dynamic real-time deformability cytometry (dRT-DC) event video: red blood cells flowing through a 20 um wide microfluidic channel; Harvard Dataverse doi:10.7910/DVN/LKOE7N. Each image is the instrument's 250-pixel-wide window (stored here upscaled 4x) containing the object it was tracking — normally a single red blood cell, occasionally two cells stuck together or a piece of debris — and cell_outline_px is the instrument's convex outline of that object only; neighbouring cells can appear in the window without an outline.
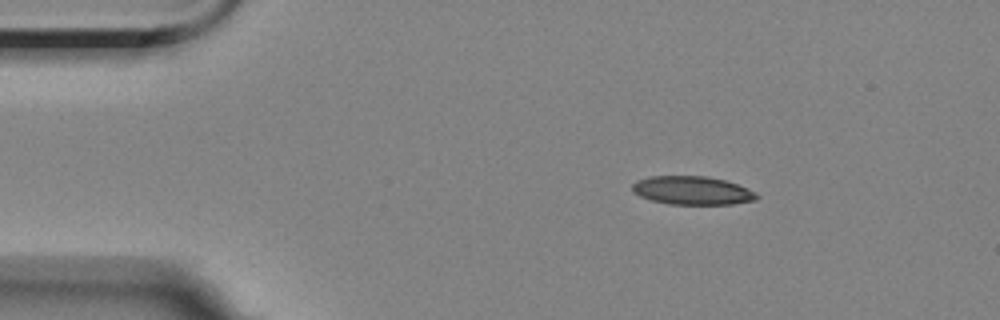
{"species": "Egyptian fruit bat (a non-hibernating species)", "species_latin": "Rousettus aegyptiacus", "temperature_condition": "room temperature", "stored_images_in_passage": 4, "camera_frame_rate_fps": 3000, "um_per_image_px": 0.085, "animal": {"sex": "female"}, "frame": {"image": 1, "passage_image": 2, "time_ms": 1.0, "image_size_px": [1000, 320], "cell_outline_px": [[760, 196], [756, 200], [732, 204], [668, 204], [652, 200], [640, 196], [632, 192], [632, 184], [636, 180], [648, 176], [708, 176], [724, 180], [748, 188], [756, 192]], "centroid_in_image_um": [58.83, 16.19], "position_along_channel_um": 26.2, "area_um2": 20.75}}